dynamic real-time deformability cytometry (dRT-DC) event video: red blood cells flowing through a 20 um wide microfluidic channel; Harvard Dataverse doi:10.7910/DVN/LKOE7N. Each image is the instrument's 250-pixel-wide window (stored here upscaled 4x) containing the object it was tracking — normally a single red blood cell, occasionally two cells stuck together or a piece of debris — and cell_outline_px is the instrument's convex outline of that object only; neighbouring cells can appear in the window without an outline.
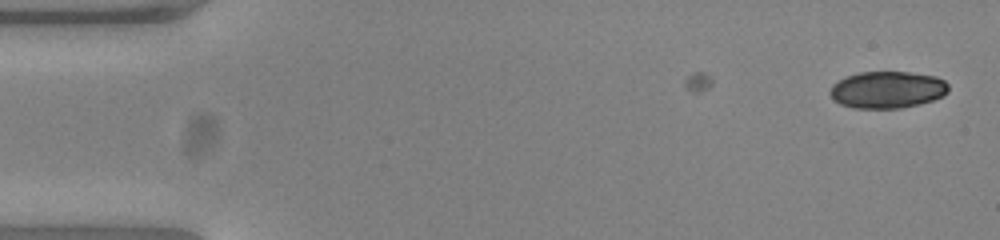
{"species": "common noctule bat (a hibernating species)", "species_latin": "Nyctalus noctula", "temperature_condition": "warm", "stored_images_in_passage": 9, "camera_frame_rate_fps": 3000, "um_per_image_px": 0.085, "animal": {"sex": "female", "body_mass_g": 23.0, "forearm_length_mm": 53.4}, "frame": {"image": 1, "passage_image": 1, "time_ms": 0.0, "image_size_px": [1000, 240], "cell_outline_px": [[948, 92], [944, 96], [920, 104], [900, 108], [852, 108], [840, 104], [832, 100], [828, 92], [832, 84], [848, 76], [860, 72], [908, 72], [936, 76], [944, 80], [948, 84]], "centroid_in_image_um": [75.41, 7.63], "position_along_channel_um": 9.6, "area_um2": 25.66}}